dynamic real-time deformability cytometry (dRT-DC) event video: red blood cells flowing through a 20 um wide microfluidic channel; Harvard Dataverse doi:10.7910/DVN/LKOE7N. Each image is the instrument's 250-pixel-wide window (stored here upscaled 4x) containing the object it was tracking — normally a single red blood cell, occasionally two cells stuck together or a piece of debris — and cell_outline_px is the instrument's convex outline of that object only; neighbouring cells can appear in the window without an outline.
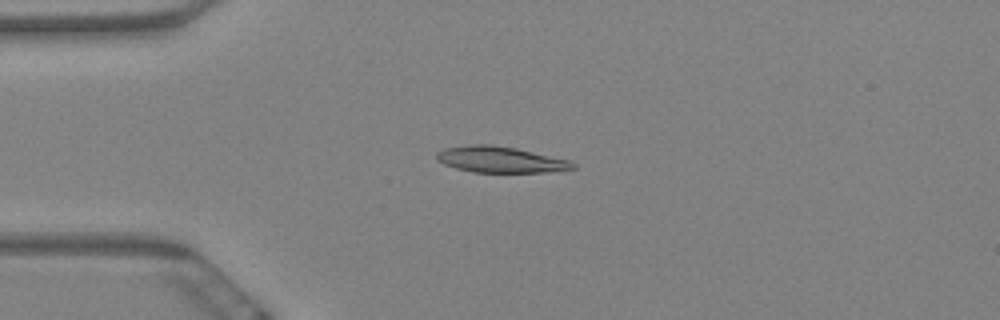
{"species": "Egyptian fruit bat (a non-hibernating species)", "species_latin": "Rousettus aegyptiacus", "temperature_condition": "warm", "stored_images_in_passage": 6, "camera_frame_rate_fps": 3000, "um_per_image_px": 0.085, "animal": {"sex": "female"}, "frame": {"image": 1, "passage_image": 4, "time_ms": 1.0, "image_size_px": [1000, 320], "cell_outline_px": [[576, 168], [548, 172], [472, 172], [456, 168], [444, 164], [436, 160], [436, 152], [444, 148], [468, 144], [488, 144], [516, 148], [568, 160], [576, 164]], "centroid_in_image_um": [42.48, 13.56], "position_along_channel_um": 42.5, "area_um2": 20.69}}
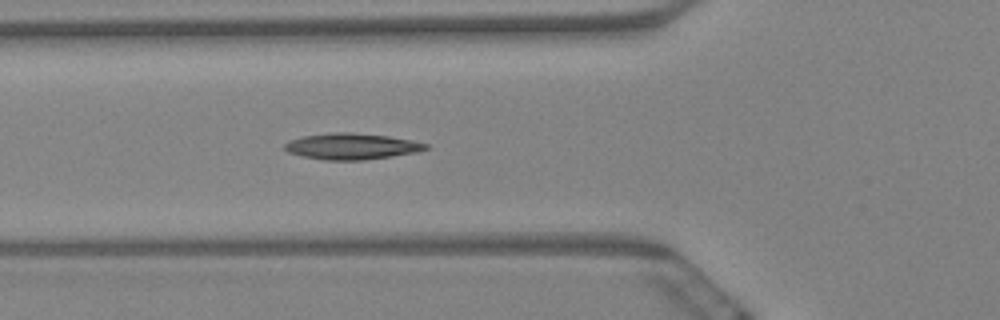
{"frame": {"image": 2, "passage_image": 6, "time_ms": 1.667, "image_size_px": [1000, 320], "cell_outline_px": [[428, 148], [416, 152], [392, 156], [364, 160], [324, 160], [304, 156], [288, 152], [284, 148], [284, 144], [288, 140], [304, 136], [336, 132], [348, 132], [388, 136], [412, 140], [428, 144]], "centroid_in_image_um": [29.88, 12.44], "position_along_channel_um": 95.9, "area_um2": 21.33}}